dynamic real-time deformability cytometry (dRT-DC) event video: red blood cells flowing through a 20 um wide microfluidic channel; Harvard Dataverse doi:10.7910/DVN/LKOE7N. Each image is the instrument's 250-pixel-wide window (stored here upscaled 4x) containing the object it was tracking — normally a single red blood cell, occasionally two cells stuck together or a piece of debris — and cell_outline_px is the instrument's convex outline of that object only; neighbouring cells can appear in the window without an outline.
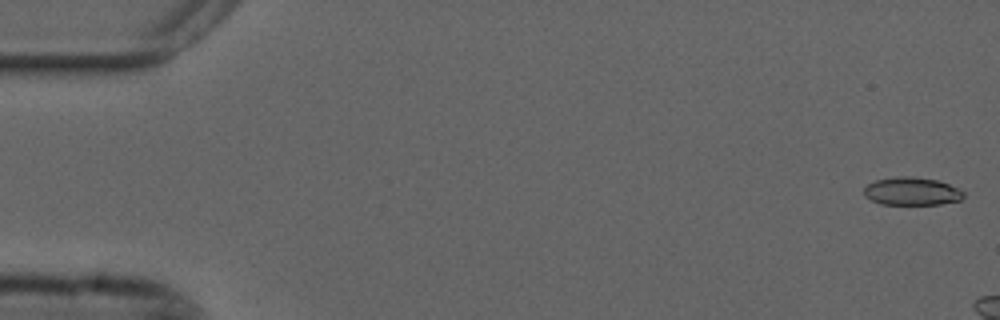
{"species": "common noctule bat (a hibernating species)", "species_latin": "Nyctalus noctula", "temperature_condition": "cold", "stored_images_in_passage": 7, "camera_frame_rate_fps": 3000, "um_per_image_px": 0.085, "animal": {"sex": "male", "forearm_length_mm": 52.5}, "frame": {"image": 1, "passage_image": 1, "time_ms": 0.0, "image_size_px": [1000, 320], "cell_outline_px": [[964, 196], [960, 200], [940, 204], [880, 204], [864, 196], [864, 188], [868, 184], [876, 180], [896, 176], [912, 176], [936, 180], [948, 184], [964, 192]], "centroid_in_image_um": [77.48, 16.26], "position_along_channel_um": 7.5, "area_um2": 16.13}}